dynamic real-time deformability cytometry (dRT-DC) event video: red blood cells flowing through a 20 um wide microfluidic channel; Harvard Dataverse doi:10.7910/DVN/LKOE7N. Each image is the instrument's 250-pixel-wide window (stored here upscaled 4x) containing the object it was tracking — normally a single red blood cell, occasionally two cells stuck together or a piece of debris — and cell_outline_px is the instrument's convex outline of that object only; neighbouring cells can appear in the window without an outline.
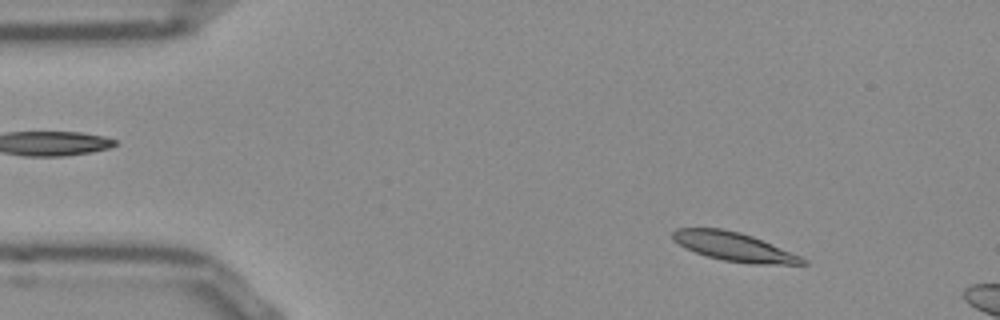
{"species": "Egyptian fruit bat (a non-hibernating species)", "species_latin": "Rousettus aegyptiacus", "temperature_condition": "room temperature", "stored_images_in_passage": 12, "camera_frame_rate_fps": 3000, "um_per_image_px": 0.085, "frame": {"image": 1, "passage_image": 6, "time_ms": 1.667, "image_size_px": [1000, 320], "cell_outline_px": [[808, 264], [752, 264], [724, 260], [708, 256], [696, 252], [672, 240], [672, 232], [676, 228], [720, 228], [740, 232], [752, 236], [800, 256], [808, 260]], "centroid_in_image_um": [62.39, 20.96], "position_along_channel_um": 22.6, "area_um2": 21.44}}